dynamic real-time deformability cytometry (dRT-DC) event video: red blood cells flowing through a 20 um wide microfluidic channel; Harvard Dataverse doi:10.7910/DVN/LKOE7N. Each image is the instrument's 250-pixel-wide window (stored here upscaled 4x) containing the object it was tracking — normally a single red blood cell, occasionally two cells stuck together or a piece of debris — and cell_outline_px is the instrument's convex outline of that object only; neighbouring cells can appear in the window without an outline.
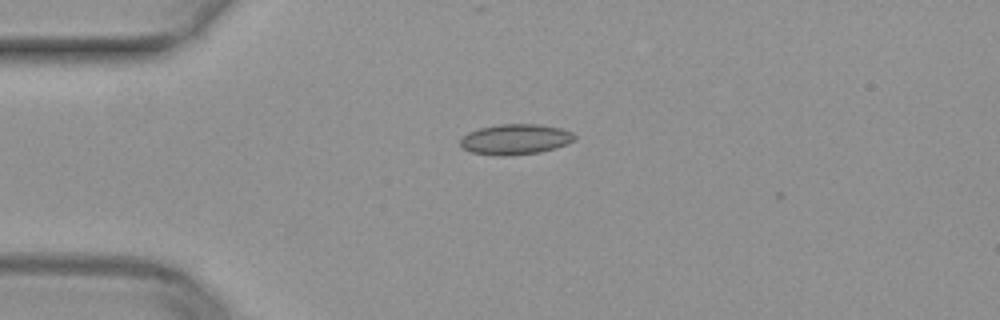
{"species": "common noctule bat (a hibernating species)", "species_latin": "Nyctalus noctula", "temperature_condition": "warm", "stored_images_in_passage": 2, "camera_frame_rate_fps": 3000, "um_per_image_px": 0.085, "animal": {"sex": "female", "body_mass_g": 29.2, "forearm_length_mm": 56.3}, "frame": {"image": 1, "passage_image": 1, "time_ms": 0.0, "image_size_px": [1000, 320], "cell_outline_px": [[576, 136], [568, 144], [556, 148], [540, 152], [512, 156], [496, 156], [472, 152], [464, 148], [460, 144], [460, 140], [468, 132], [480, 128], [500, 124], [540, 124], [560, 128], [572, 132]], "centroid_in_image_um": [43.82, 11.85], "position_along_channel_um": 41.2, "area_um2": 20.35}}